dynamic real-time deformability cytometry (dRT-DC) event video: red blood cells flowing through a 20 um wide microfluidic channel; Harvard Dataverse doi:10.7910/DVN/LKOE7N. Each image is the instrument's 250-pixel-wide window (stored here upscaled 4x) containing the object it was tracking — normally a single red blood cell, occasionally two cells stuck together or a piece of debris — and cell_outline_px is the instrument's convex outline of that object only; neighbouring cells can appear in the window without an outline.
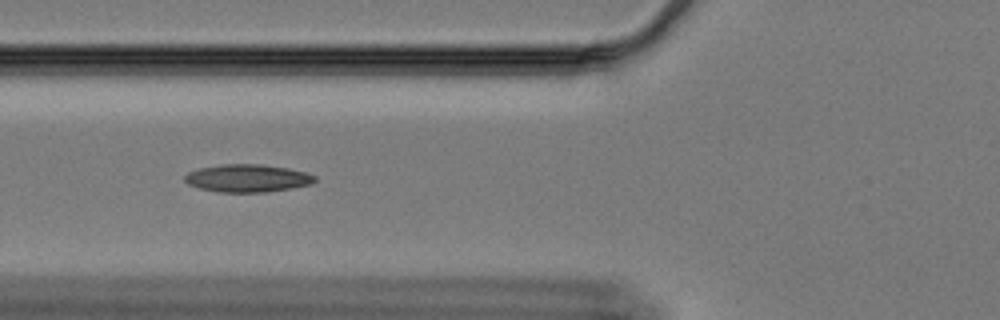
{"species": "Egyptian fruit bat (a non-hibernating species)", "species_latin": "Rousettus aegyptiacus", "temperature_condition": "cold", "stored_images_in_passage": 27, "camera_frame_rate_fps": 3000, "um_per_image_px": 0.085, "animal": {"sex": "female"}, "frame": {"image": 1, "passage_image": 13, "time_ms": 4.0, "image_size_px": [1000, 320], "cell_outline_px": [[316, 180], [312, 184], [292, 188], [268, 192], [216, 192], [200, 188], [188, 184], [184, 180], [184, 176], [188, 172], [200, 168], [224, 164], [260, 164], [288, 168], [304, 172], [316, 176]], "centroid_in_image_um": [21.04, 15.15], "position_along_channel_um": 104.8, "area_um2": 21.04}}
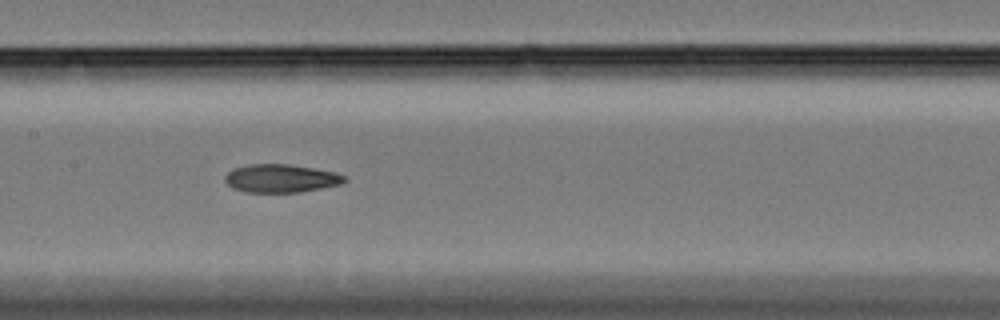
{"frame": {"image": 2, "passage_image": 20, "time_ms": 6.333, "image_size_px": [1000, 320], "cell_outline_px": [[348, 180], [340, 184], [300, 192], [244, 192], [232, 188], [224, 180], [224, 176], [232, 168], [252, 164], [288, 164], [336, 172], [344, 176]], "centroid_in_image_um": [23.85, 15.16], "position_along_channel_um": 183.6, "area_um2": 19.59}}
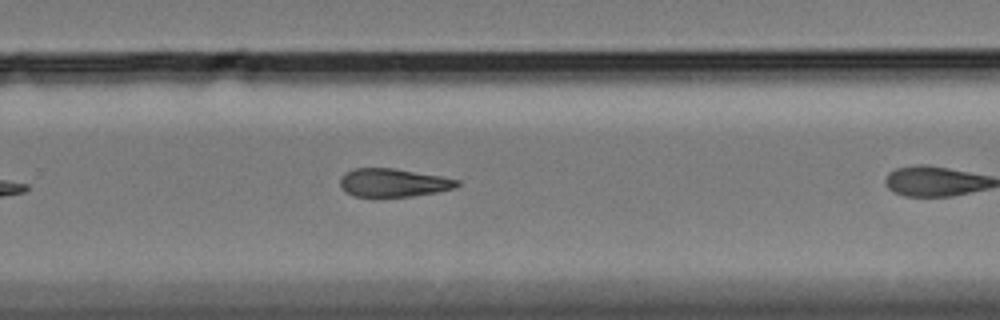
{"frame": {"image": 3, "passage_image": 26, "time_ms": 8.333, "image_size_px": [1000, 320], "cell_outline_px": [[460, 184], [456, 188], [436, 192], [412, 196], [380, 200], [352, 196], [344, 192], [340, 188], [340, 176], [344, 172], [356, 168], [392, 168], [440, 176], [460, 180]], "centroid_in_image_um": [33.35, 15.58], "position_along_channel_um": 296.5, "area_um2": 20.17}}